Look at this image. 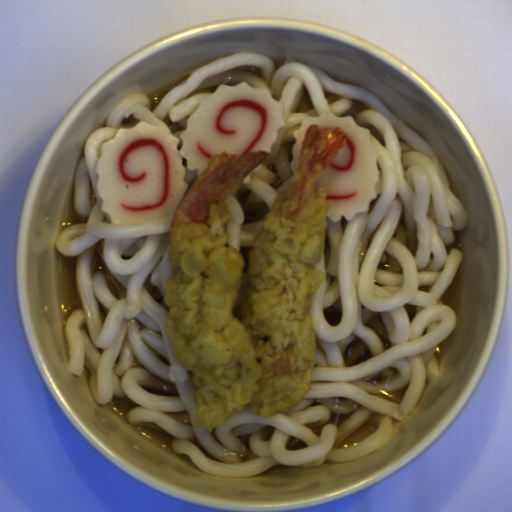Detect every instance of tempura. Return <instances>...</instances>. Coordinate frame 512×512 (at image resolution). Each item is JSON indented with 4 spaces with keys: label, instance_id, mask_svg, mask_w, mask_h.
Segmentation results:
<instances>
[{
    "label": "tempura",
    "instance_id": "tempura-1",
    "mask_svg": "<svg viewBox=\"0 0 512 512\" xmlns=\"http://www.w3.org/2000/svg\"><path fill=\"white\" fill-rule=\"evenodd\" d=\"M341 126L308 125L292 180L255 234L248 255L246 293L234 315L245 259L223 224L226 197L270 152L240 159L222 151L175 207L169 233L165 332L181 367L192 372L194 427L212 432L251 405L257 418L297 406L313 388L317 337L310 299L324 281L313 269L326 248L331 199L317 180L346 148Z\"/></svg>",
    "mask_w": 512,
    "mask_h": 512
}]
</instances>
